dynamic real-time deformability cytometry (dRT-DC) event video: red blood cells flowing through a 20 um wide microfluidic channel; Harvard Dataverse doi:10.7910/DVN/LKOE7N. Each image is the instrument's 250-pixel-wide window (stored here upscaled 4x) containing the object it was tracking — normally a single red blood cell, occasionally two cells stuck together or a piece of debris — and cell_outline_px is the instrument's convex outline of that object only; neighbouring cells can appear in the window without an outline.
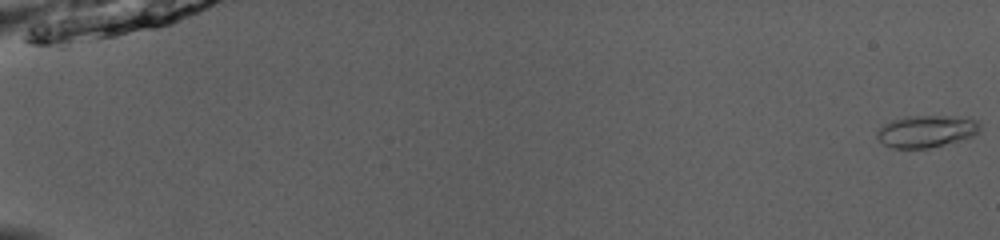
{"species": "common noctule bat (a hibernating species)", "species_latin": "Nyctalus noctula", "temperature_condition": "room temperature", "stored_images_in_passage": 52, "camera_frame_rate_fps": 3000, "um_per_image_px": 0.085, "animal": {"sex": "male", "body_mass_g": 13.0, "forearm_length_mm": 53.1}, "frame": {"image": 1, "passage_image": 1, "time_ms": 0.0, "image_size_px": [1000, 240], "cell_outline_px": [[980, 132], [968, 140], [928, 148], [892, 148], [884, 144], [876, 136], [876, 132], [884, 124], [892, 120], [904, 116], [956, 116], [976, 120], [980, 124]], "centroid_in_image_um": [78.8, 11.17], "position_along_channel_um": 6.2, "area_um2": 19.59}}
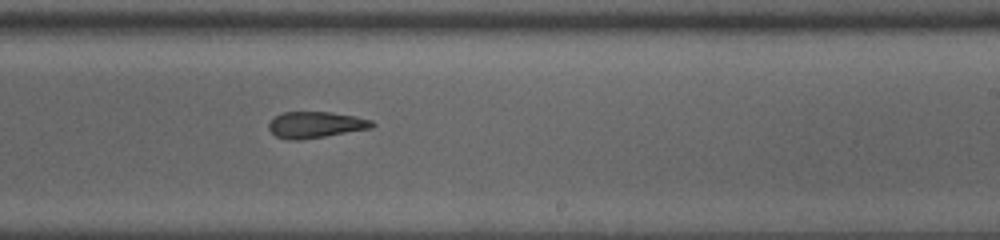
{"frame": {"image": 2, "passage_image": 34, "time_ms": 11.0, "image_size_px": [1000, 240], "cell_outline_px": [[376, 124], [372, 128], [300, 140], [288, 140], [276, 136], [268, 128], [268, 124], [276, 116], [284, 112], [332, 112], [356, 116], [372, 120]], "centroid_in_image_um": [26.85, 10.6], "position_along_channel_um": 262.2, "area_um2": 15.78}}
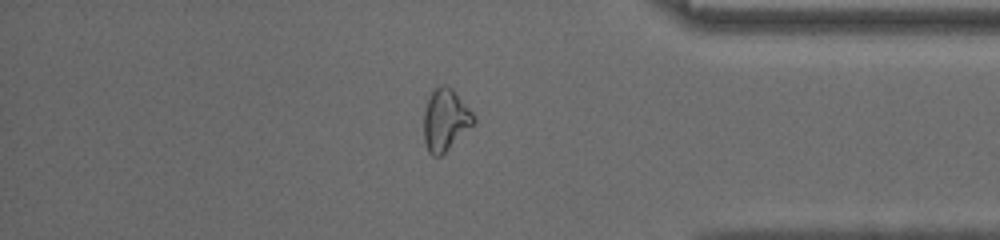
{"frame": {"image": 3, "passage_image": 45, "time_ms": 14.667, "image_size_px": [1000, 240], "cell_outline_px": [[476, 124], [440, 156], [432, 156], [428, 152], [424, 140], [424, 112], [428, 100], [432, 92], [440, 84], [444, 84], [452, 88], [456, 92], [476, 116]], "centroid_in_image_um": [37.89, 10.19], "position_along_channel_um": 397.3, "area_um2": 18.15}, "authors_computed_cell_mechanics": {"area_um2": 17.2244, "velocity_mm_per_s": 4.073, "shape_relaxation_time_tau1_ms": null, "shape_relaxation_time_tau2_ms": 3.4347, "deformation_change_tau1": null, "deformation_change_tau2": 0.1347}}